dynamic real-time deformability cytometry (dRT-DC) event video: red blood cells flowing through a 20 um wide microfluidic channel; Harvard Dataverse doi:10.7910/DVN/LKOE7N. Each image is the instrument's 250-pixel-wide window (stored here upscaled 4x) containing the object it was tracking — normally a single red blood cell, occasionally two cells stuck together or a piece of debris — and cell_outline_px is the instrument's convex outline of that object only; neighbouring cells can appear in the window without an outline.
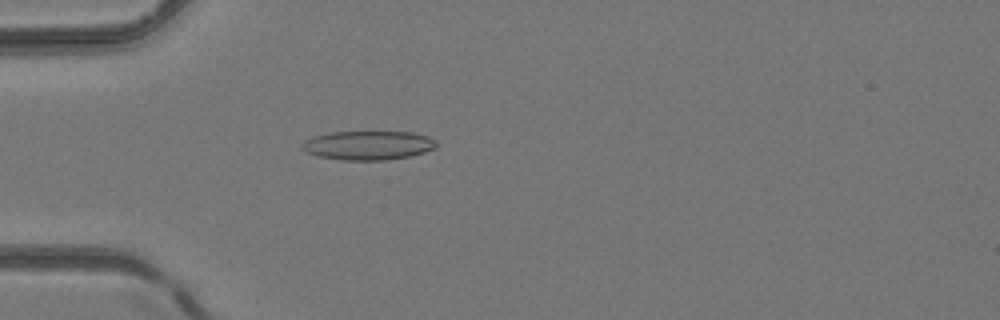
{"species": "common noctule bat (a hibernating species)", "species_latin": "Nyctalus noctula", "temperature_condition": "room temperature", "stored_images_in_passage": 3, "camera_frame_rate_fps": 3000, "um_per_image_px": 0.085, "animal": {"sex": "female", "body_mass_g": 24.6, "forearm_length_mm": 56.2}, "frame": {"image": 1, "passage_image": 3, "time_ms": 0.667, "image_size_px": [1000, 320], "cell_outline_px": [[436, 144], [432, 148], [424, 152], [408, 156], [384, 160], [340, 160], [316, 156], [304, 152], [300, 148], [300, 144], [304, 140], [312, 136], [332, 132], [412, 132], [428, 136], [436, 140]], "centroid_in_image_um": [31.2, 12.35], "position_along_channel_um": 53.8, "area_um2": 22.83}}